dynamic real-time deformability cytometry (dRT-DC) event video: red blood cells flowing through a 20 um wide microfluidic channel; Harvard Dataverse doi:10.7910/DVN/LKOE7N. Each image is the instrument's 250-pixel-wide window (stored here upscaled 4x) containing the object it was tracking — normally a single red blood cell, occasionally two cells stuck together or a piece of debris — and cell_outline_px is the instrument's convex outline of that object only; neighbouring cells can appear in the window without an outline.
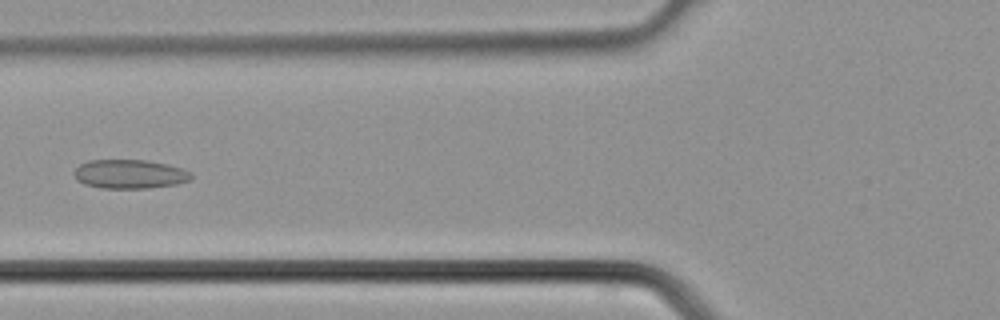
{"species": "common noctule bat (a hibernating species)", "species_latin": "Nyctalus noctula", "temperature_condition": "cold", "stored_images_in_passage": 37, "camera_frame_rate_fps": 3000, "um_per_image_px": 0.085, "animal": {"sex": "male", "body_mass_g": 21.5, "forearm_length_mm": 52.0}, "frame": {"image": 1, "passage_image": 14, "time_ms": 4.333, "image_size_px": [1000, 320], "cell_outline_px": [[192, 180], [176, 184], [148, 188], [100, 188], [84, 184], [76, 180], [72, 172], [80, 164], [88, 160], [148, 160], [180, 168], [192, 172]], "centroid_in_image_um": [11.0, 14.8], "position_along_channel_um": 114.8, "area_um2": 19.88}}
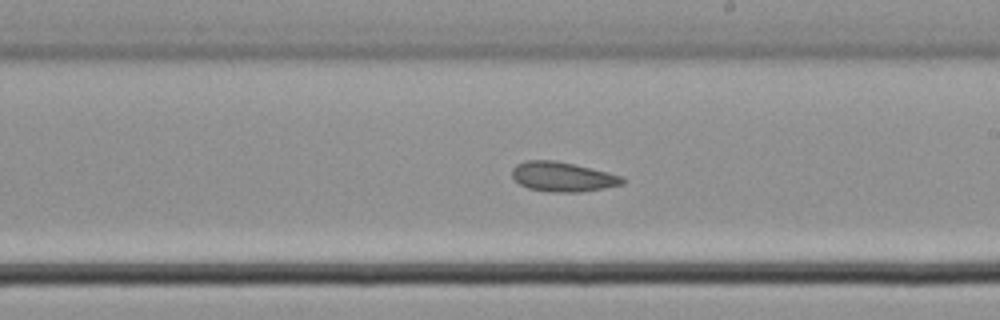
{"frame": {"image": 2, "passage_image": 21, "time_ms": 6.667, "image_size_px": [1000, 320], "cell_outline_px": [[624, 184], [604, 188], [580, 192], [556, 192], [528, 188], [520, 184], [512, 176], [512, 168], [516, 164], [528, 160], [556, 160], [608, 172], [624, 176]], "centroid_in_image_um": [47.84, 15.02], "position_along_channel_um": 241.2, "area_um2": 19.02}}
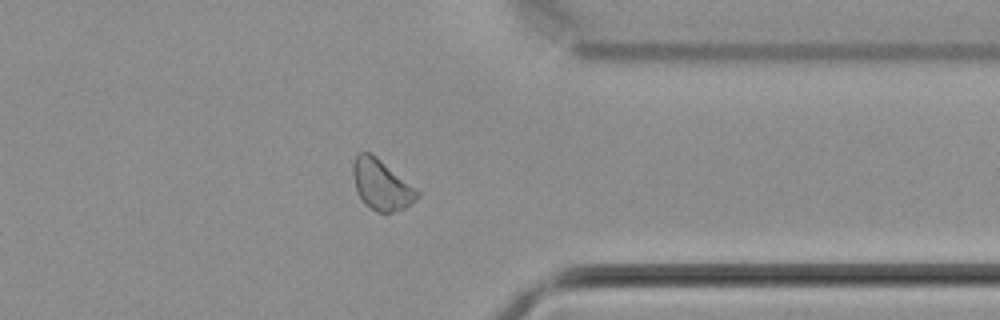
{"frame": {"image": 3, "passage_image": 29, "time_ms": 9.333, "image_size_px": [1000, 320], "cell_outline_px": [[420, 196], [404, 208], [392, 212], [376, 212], [364, 204], [356, 188], [352, 176], [352, 164], [356, 156], [360, 152], [368, 152], [376, 156], [416, 188], [420, 192]], "centroid_in_image_um": [32.41, 15.7], "position_along_channel_um": 379.0, "area_um2": 18.73}}